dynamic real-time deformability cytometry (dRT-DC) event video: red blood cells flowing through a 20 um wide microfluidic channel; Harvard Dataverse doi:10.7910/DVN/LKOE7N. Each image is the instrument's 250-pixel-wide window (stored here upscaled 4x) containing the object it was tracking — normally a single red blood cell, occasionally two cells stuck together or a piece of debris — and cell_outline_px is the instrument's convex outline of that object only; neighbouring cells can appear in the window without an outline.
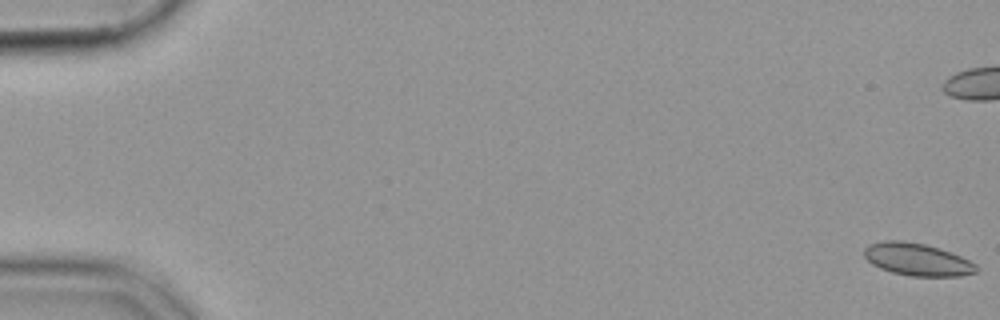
{"species": "common noctule bat (a hibernating species)", "species_latin": "Nyctalus noctula", "temperature_condition": "cold", "stored_images_in_passage": 57, "camera_frame_rate_fps": 3000, "um_per_image_px": 0.085, "animal": {"sex": "female", "body_mass_g": 19.9}, "frame": {"image": 1, "passage_image": 1, "time_ms": 0.0, "image_size_px": [1000, 320], "cell_outline_px": [[976, 272], [960, 276], [908, 276], [892, 272], [880, 268], [872, 264], [864, 256], [864, 248], [868, 244], [884, 240], [904, 240], [924, 244], [940, 248], [960, 256], [976, 264]], "centroid_in_image_um": [77.93, 22.04], "position_along_channel_um": 7.1, "area_um2": 21.21}}
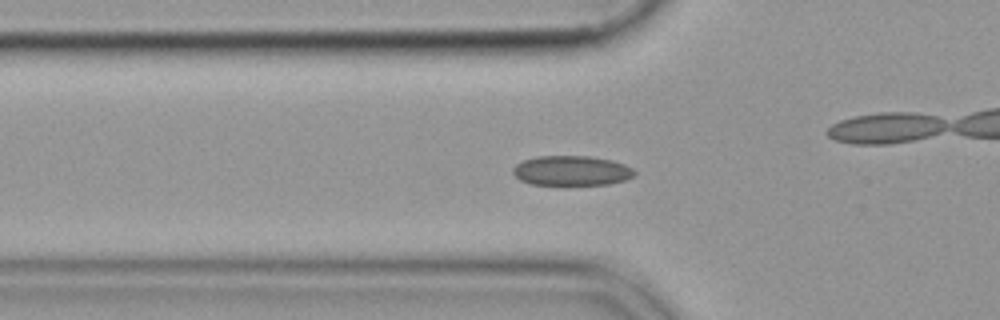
{"frame": {"image": 2, "passage_image": 20, "time_ms": 6.333, "image_size_px": [1000, 320], "cell_outline_px": [[636, 176], [624, 180], [608, 184], [532, 184], [520, 180], [512, 172], [512, 168], [516, 164], [524, 160], [536, 156], [588, 156], [612, 160], [624, 164], [632, 168], [636, 172]], "centroid_in_image_um": [48.59, 14.5], "position_along_channel_um": 77.2, "area_um2": 21.04}}
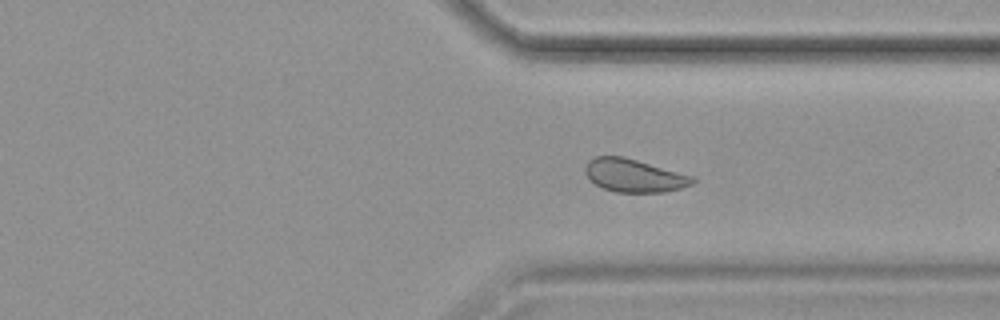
{"frame": {"image": 3, "passage_image": 43, "time_ms": 14.0, "image_size_px": [1000, 320], "cell_outline_px": [[696, 180], [692, 184], [680, 188], [664, 192], [616, 192], [604, 188], [588, 180], [584, 172], [584, 168], [588, 160], [596, 156], [624, 156], [696, 176]], "centroid_in_image_um": [53.9, 14.91], "position_along_channel_um": 357.5, "area_um2": 20.98}}